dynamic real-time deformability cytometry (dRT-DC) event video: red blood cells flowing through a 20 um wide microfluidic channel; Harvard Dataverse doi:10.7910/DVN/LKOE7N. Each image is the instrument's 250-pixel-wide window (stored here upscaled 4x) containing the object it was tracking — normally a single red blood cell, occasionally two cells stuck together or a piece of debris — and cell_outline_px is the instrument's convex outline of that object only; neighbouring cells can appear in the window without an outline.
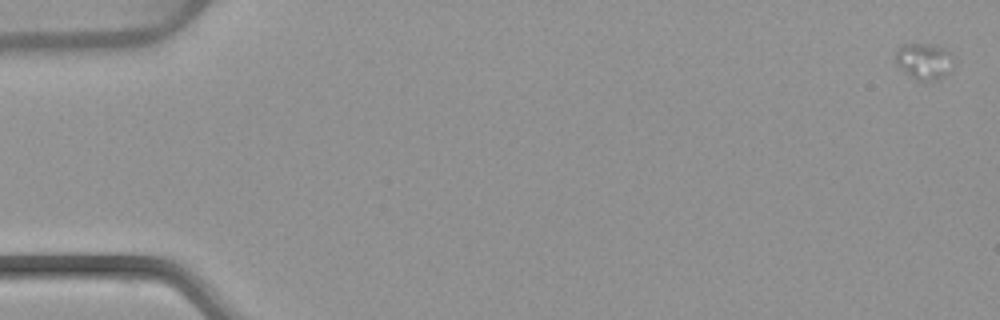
{"species": "common noctule bat (a hibernating species)", "species_latin": "Nyctalus noctula", "temperature_condition": "warm", "stored_images_in_passage": 6, "camera_frame_rate_fps": 3000, "um_per_image_px": 0.085, "animal": {"sex": "female", "body_mass_g": 22.7, "forearm_length_mm": 54.2}, "frame": {"image": 1, "passage_image": 1, "time_ms": 0.0, "image_size_px": [1000, 320], "cell_outline_px": [[956, 64], [952, 72], [936, 80], [916, 80], [908, 76], [896, 64], [896, 52], [904, 44], [932, 44], [944, 48], [952, 52], [956, 60]], "centroid_in_image_um": [78.65, 5.22], "position_along_channel_um": 6.4, "area_um2": 12.72}}